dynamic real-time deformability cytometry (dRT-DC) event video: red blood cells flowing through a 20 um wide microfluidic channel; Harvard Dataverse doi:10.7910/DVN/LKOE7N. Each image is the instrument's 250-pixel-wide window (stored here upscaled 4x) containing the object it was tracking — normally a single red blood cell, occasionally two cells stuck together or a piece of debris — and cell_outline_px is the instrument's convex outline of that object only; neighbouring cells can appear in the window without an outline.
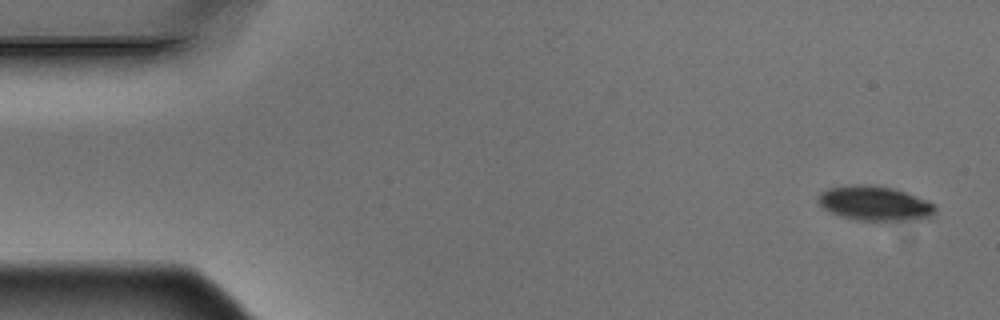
{"species": "Egyptian fruit bat (a non-hibernating species)", "species_latin": "Rousettus aegyptiacus", "temperature_condition": "warm", "stored_images_in_passage": 4, "camera_frame_rate_fps": 3000, "um_per_image_px": 0.085, "animal": {"sex": "male"}, "frame": {"image": 1, "passage_image": 1, "time_ms": 0.0, "image_size_px": [1000, 320], "cell_outline_px": [[936, 208], [932, 216], [916, 220], [856, 220], [840, 216], [828, 212], [816, 200], [816, 196], [820, 192], [828, 188], [848, 184], [868, 184], [892, 188], [904, 192], [924, 200], [932, 204]], "centroid_in_image_um": [74.26, 17.28], "position_along_channel_um": 10.7, "area_um2": 23.58}}
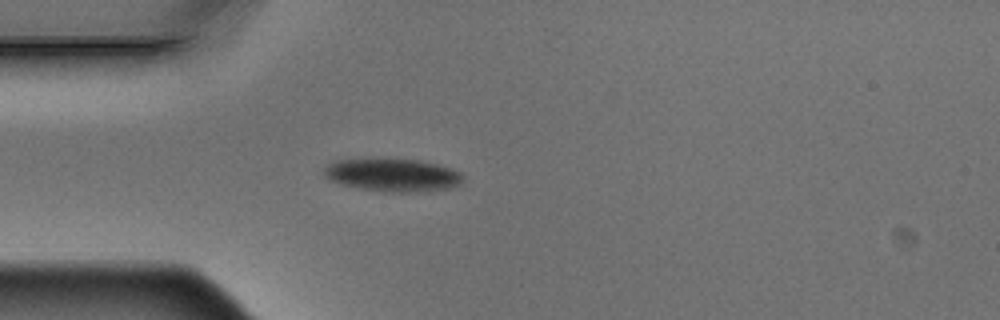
{"frame": {"image": 2, "passage_image": 4, "time_ms": 1.0, "image_size_px": [1000, 320], "cell_outline_px": [[464, 180], [460, 184], [448, 188], [416, 192], [388, 192], [364, 188], [344, 184], [332, 180], [324, 176], [324, 168], [328, 164], [336, 160], [384, 156], [420, 160], [440, 164], [460, 172], [464, 176]], "centroid_in_image_um": [33.4, 14.82], "position_along_channel_um": 51.6, "area_um2": 27.28}}